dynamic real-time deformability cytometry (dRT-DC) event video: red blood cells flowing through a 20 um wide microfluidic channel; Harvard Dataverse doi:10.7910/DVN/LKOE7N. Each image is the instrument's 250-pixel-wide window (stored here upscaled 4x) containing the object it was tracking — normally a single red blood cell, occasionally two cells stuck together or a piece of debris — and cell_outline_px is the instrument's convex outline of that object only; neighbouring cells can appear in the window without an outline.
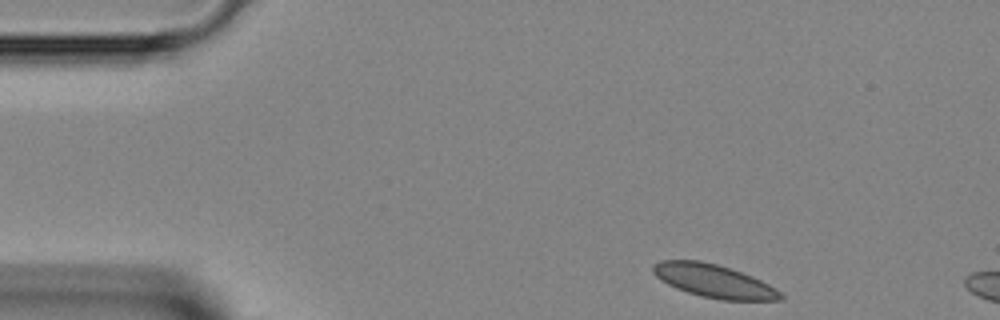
{"species": "Egyptian fruit bat (a non-hibernating species)", "species_latin": "Rousettus aegyptiacus", "temperature_condition": "room temperature", "stored_images_in_passage": 6, "camera_frame_rate_fps": 3000, "um_per_image_px": 0.085, "animal": {"sex": "female"}, "frame": {"image": 1, "passage_image": 1, "time_ms": 0.0, "image_size_px": [1000, 320], "cell_outline_px": [[784, 300], [720, 300], [700, 296], [676, 288], [660, 280], [652, 272], [652, 264], [660, 260], [700, 260], [716, 264], [752, 276], [776, 288], [784, 296]], "centroid_in_image_um": [60.65, 23.88], "position_along_channel_um": 24.3, "area_um2": 24.62}}